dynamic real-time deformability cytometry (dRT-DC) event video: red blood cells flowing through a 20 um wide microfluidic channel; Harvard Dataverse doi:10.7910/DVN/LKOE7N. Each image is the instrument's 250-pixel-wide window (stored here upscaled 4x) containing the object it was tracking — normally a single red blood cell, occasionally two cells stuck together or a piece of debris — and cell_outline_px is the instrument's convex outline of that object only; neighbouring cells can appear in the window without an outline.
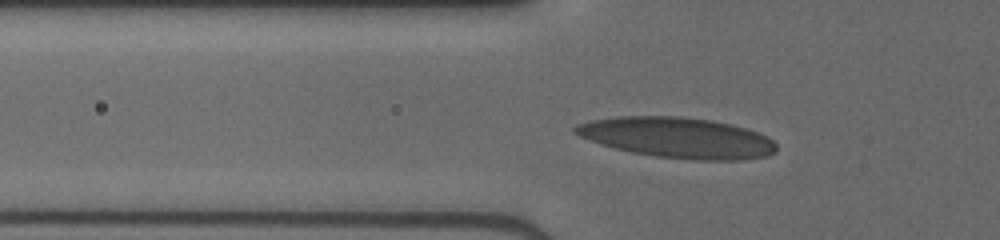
{"species": "human", "species_latin": "Homo sapiens", "temperature_condition": "cold", "stored_images_in_passage": 44, "camera_frame_rate_fps": 3000, "um_per_image_px": 0.085, "donor": {"sex": "male"}, "frame": {"image": 1, "passage_image": 12, "time_ms": 3.667, "image_size_px": [1000, 240], "cell_outline_px": [[776, 152], [768, 156], [740, 160], [696, 160], [656, 156], [632, 152], [600, 144], [580, 136], [572, 132], [572, 128], [576, 124], [592, 120], [616, 116], [680, 116], [712, 120], [732, 124], [748, 128], [768, 136], [776, 144]], "centroid_in_image_um": [57.61, 11.69], "position_along_channel_um": 68.2, "area_um2": 47.8}}
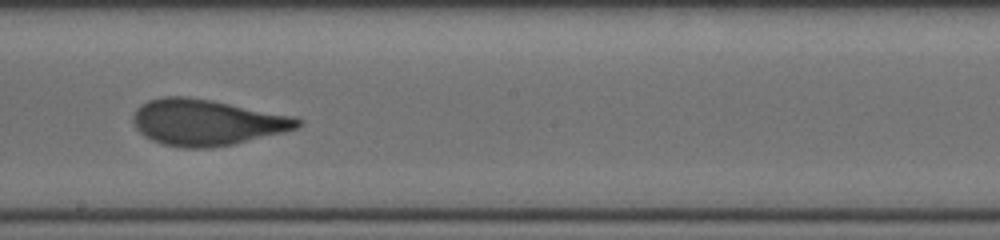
{"frame": {"image": 2, "passage_image": 24, "time_ms": 7.667, "image_size_px": [1000, 240], "cell_outline_px": [[304, 120], [296, 128], [284, 132], [232, 144], [212, 148], [184, 148], [164, 144], [152, 140], [144, 136], [136, 128], [132, 120], [132, 116], [136, 108], [140, 104], [148, 100], [164, 96], [184, 96], [212, 100], [296, 116]], "centroid_in_image_um": [17.56, 10.39], "position_along_channel_um": 230.6, "area_um2": 44.33}}
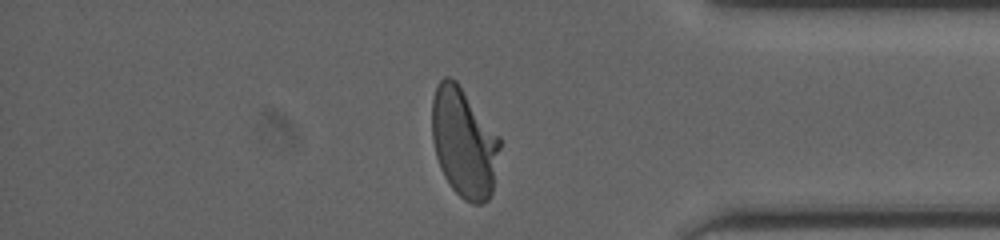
{"frame": {"image": 3, "passage_image": 37, "time_ms": 12.0, "image_size_px": [1000, 240], "cell_outline_px": [[500, 148], [492, 192], [488, 200], [480, 204], [472, 204], [464, 200], [452, 188], [444, 176], [440, 168], [436, 156], [432, 140], [432, 100], [436, 84], [444, 76], [448, 76], [456, 80], [500, 136]], "centroid_in_image_um": [39.43, 12.11], "position_along_channel_um": 395.8, "area_um2": 43.58}}